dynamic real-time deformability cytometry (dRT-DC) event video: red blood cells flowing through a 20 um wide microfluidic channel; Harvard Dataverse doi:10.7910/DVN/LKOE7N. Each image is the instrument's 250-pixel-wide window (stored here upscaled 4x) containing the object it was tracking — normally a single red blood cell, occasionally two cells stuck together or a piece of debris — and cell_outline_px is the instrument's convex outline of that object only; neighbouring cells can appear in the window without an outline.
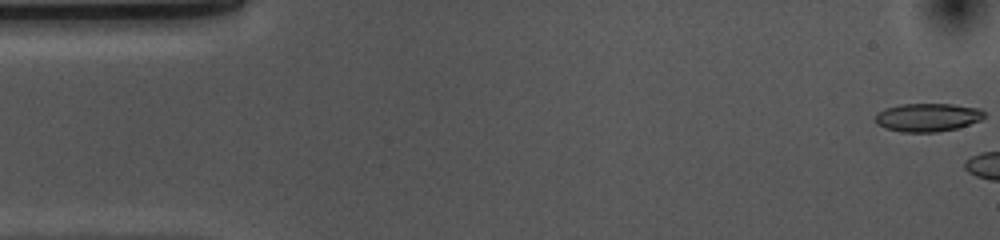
{"species": "common noctule bat (a hibernating species)", "species_latin": "Nyctalus noctula", "temperature_condition": "cold", "stored_images_in_passage": 5, "camera_frame_rate_fps": 3000, "um_per_image_px": 0.085, "animal": {"sex": "female", "body_mass_g": 10.0, "forearm_length_mm": 53.1}, "frame": {"image": 1, "passage_image": 1, "time_ms": 0.0, "image_size_px": [1000, 240], "cell_outline_px": [[984, 116], [980, 120], [956, 128], [936, 132], [900, 132], [884, 128], [876, 124], [876, 112], [884, 108], [900, 104], [952, 104], [980, 108], [984, 112]], "centroid_in_image_um": [78.8, 9.97], "position_along_channel_um": 6.2, "area_um2": 18.03}}